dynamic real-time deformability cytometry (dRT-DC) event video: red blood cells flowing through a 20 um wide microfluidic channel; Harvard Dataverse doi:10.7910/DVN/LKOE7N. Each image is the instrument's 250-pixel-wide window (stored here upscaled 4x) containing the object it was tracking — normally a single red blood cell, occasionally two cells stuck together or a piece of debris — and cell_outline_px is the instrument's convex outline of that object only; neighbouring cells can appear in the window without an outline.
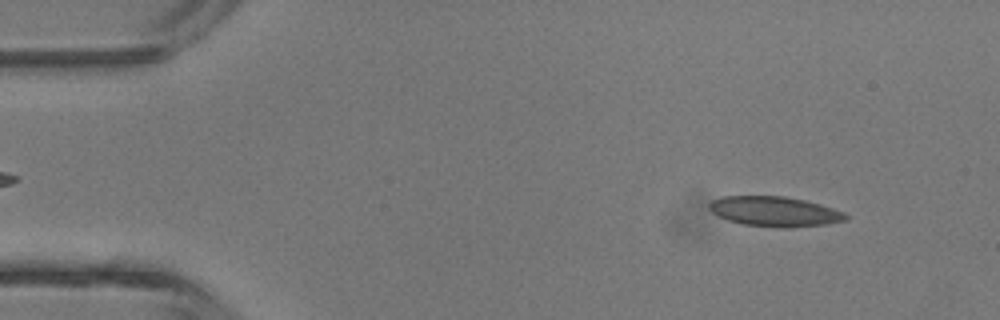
{"species": "common noctule bat (a hibernating species)", "species_latin": "Nyctalus noctula", "temperature_condition": "room temperature", "stored_images_in_passage": 3, "camera_frame_rate_fps": 3000, "um_per_image_px": 0.085, "animal": {"sex": "male", "body_mass_g": 13.3}, "frame": {"image": 1, "passage_image": 1, "time_ms": 0.0, "image_size_px": [1000, 320], "cell_outline_px": [[848, 220], [828, 224], [788, 228], [780, 228], [744, 224], [728, 220], [712, 212], [708, 208], [708, 204], [712, 200], [720, 196], [784, 196], [804, 200], [820, 204], [844, 212], [848, 216]], "centroid_in_image_um": [65.86, 17.98], "position_along_channel_um": 19.1, "area_um2": 23.93}}